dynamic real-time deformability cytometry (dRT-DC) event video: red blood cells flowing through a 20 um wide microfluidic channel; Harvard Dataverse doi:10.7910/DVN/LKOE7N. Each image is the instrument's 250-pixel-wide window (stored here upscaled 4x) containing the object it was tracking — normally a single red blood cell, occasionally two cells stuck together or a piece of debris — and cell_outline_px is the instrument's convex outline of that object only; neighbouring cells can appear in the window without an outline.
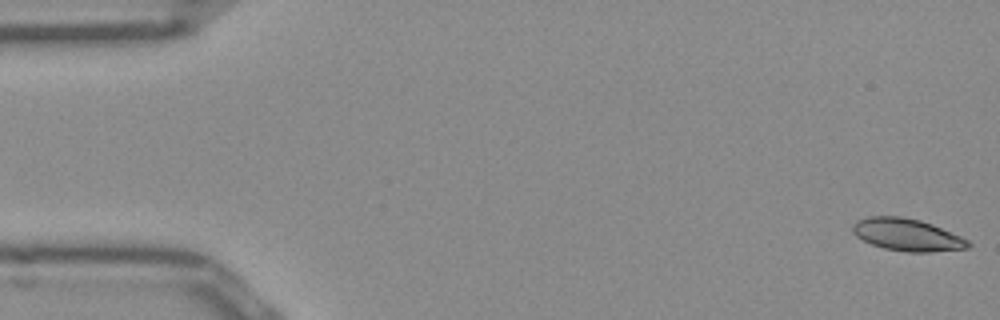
{"species": "Egyptian fruit bat (a non-hibernating species)", "species_latin": "Rousettus aegyptiacus", "temperature_condition": "room temperature", "stored_images_in_passage": 51, "camera_frame_rate_fps": 3000, "um_per_image_px": 0.085, "frame": {"image": 1, "passage_image": 1, "time_ms": 0.0, "image_size_px": [1000, 320], "cell_outline_px": [[972, 244], [968, 248], [928, 252], [908, 252], [884, 248], [872, 244], [856, 236], [852, 232], [852, 224], [868, 216], [900, 216], [920, 220], [932, 224], [960, 236], [968, 240]], "centroid_in_image_um": [77.1, 19.95], "position_along_channel_um": 7.9, "area_um2": 21.56}}
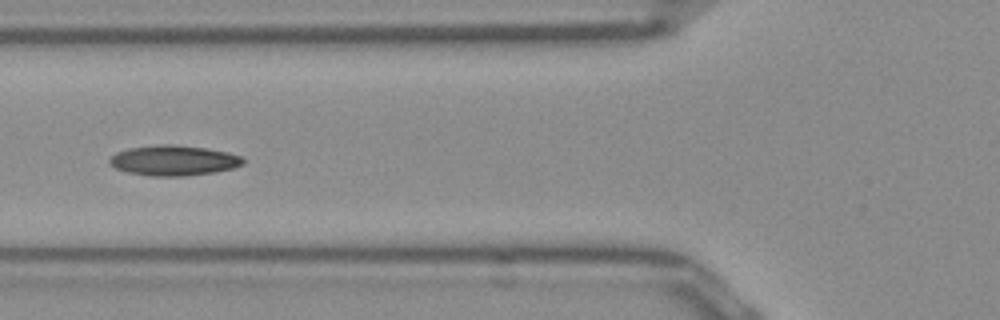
{"frame": {"image": 2, "passage_image": 19, "time_ms": 6.0, "image_size_px": [1000, 320], "cell_outline_px": [[244, 164], [232, 168], [216, 172], [184, 176], [152, 176], [128, 172], [116, 168], [108, 164], [108, 160], [116, 152], [128, 148], [164, 144], [204, 148], [228, 152], [240, 156], [244, 160]], "centroid_in_image_um": [14.74, 13.65], "position_along_channel_um": 111.1, "area_um2": 23.35}}
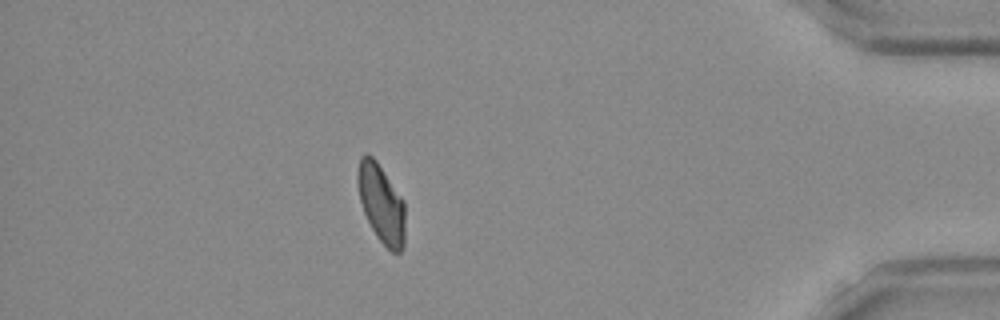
{"frame": {"image": 3, "passage_image": 45, "time_ms": 14.667, "image_size_px": [1000, 320], "cell_outline_px": [[404, 244], [400, 252], [392, 252], [376, 236], [364, 212], [360, 200], [356, 180], [356, 176], [360, 156], [368, 152], [376, 160], [404, 200]], "centroid_in_image_um": [32.39, 17.26], "position_along_channel_um": 402.8, "area_um2": 21.68}, "authors_computed_cell_mechanics": {"area_um2": 21.8484, "velocity_mm_per_s": 3.9297, "shape_relaxation_time_tau1_ms": 8.2569, "shape_relaxation_time_tau2_ms": 5.0479, "deformation_change_tau1": 0.1998, "deformation_change_tau2": 0.0832}}